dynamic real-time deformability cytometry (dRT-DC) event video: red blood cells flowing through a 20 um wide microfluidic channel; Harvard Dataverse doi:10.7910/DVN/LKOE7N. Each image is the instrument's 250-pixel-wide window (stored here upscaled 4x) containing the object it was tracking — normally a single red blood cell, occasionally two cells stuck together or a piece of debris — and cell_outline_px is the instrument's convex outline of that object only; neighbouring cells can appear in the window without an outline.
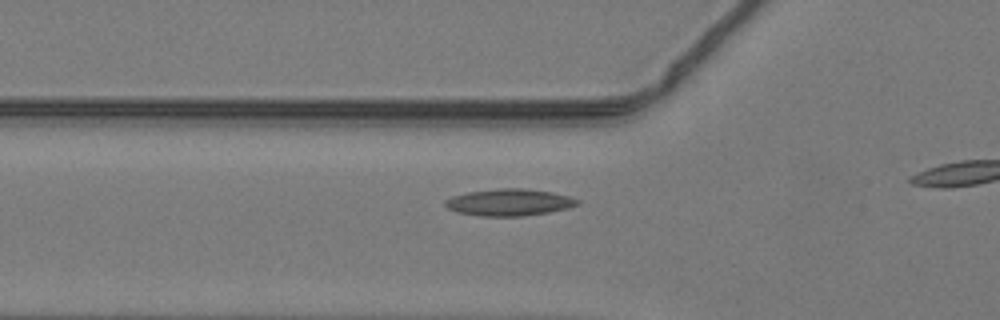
{"species": "common noctule bat (a hibernating species)", "species_latin": "Nyctalus noctula", "temperature_condition": "warm", "stored_images_in_passage": 18, "camera_frame_rate_fps": 3000, "um_per_image_px": 0.085, "animal": {"sex": "male", "body_mass_g": 19.2, "forearm_length_mm": 51.8}, "frame": {"image": 1, "passage_image": 13, "time_ms": 4.0, "image_size_px": [1000, 320], "cell_outline_px": [[580, 204], [568, 208], [548, 212], [524, 216], [480, 216], [456, 212], [448, 208], [444, 204], [444, 200], [452, 196], [468, 192], [500, 188], [524, 188], [552, 192], [568, 196], [580, 200]], "centroid_in_image_um": [43.28, 17.2], "position_along_channel_um": 82.5, "area_um2": 20.75}}
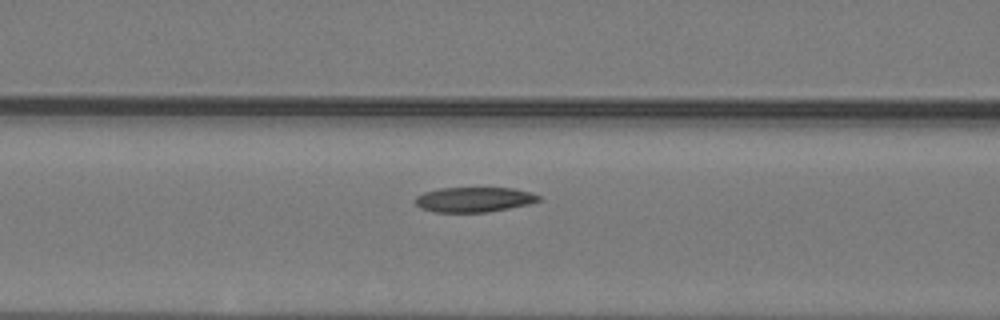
{"frame": {"image": 2, "passage_image": 16, "time_ms": 5.0, "image_size_px": [1000, 320], "cell_outline_px": [[540, 200], [528, 204], [488, 212], [432, 212], [420, 208], [416, 204], [416, 196], [424, 192], [440, 188], [512, 188], [532, 192], [540, 196]], "centroid_in_image_um": [40.28, 16.96], "position_along_channel_um": 126.3, "area_um2": 17.92}}